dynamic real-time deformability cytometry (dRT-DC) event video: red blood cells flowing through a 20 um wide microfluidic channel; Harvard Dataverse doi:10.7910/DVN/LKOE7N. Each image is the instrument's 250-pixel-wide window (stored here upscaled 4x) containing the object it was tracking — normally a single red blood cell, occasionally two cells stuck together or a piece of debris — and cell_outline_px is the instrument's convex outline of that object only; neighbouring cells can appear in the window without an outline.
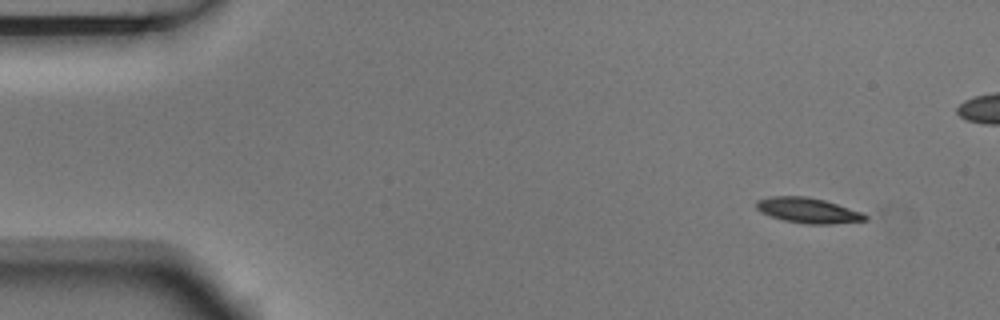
{"species": "Egyptian fruit bat (a non-hibernating species)", "species_latin": "Rousettus aegyptiacus", "temperature_condition": "room temperature", "stored_images_in_passage": 5, "camera_frame_rate_fps": 3000, "um_per_image_px": 0.085, "animal": {"sex": "male"}, "frame": {"image": 1, "passage_image": 1, "time_ms": 0.0, "image_size_px": [1000, 320], "cell_outline_px": [[868, 220], [832, 224], [808, 224], [784, 220], [760, 212], [756, 208], [756, 200], [768, 196], [808, 196], [824, 200], [860, 212], [868, 216]], "centroid_in_image_um": [68.65, 17.88], "position_along_channel_um": 16.4, "area_um2": 15.95}}